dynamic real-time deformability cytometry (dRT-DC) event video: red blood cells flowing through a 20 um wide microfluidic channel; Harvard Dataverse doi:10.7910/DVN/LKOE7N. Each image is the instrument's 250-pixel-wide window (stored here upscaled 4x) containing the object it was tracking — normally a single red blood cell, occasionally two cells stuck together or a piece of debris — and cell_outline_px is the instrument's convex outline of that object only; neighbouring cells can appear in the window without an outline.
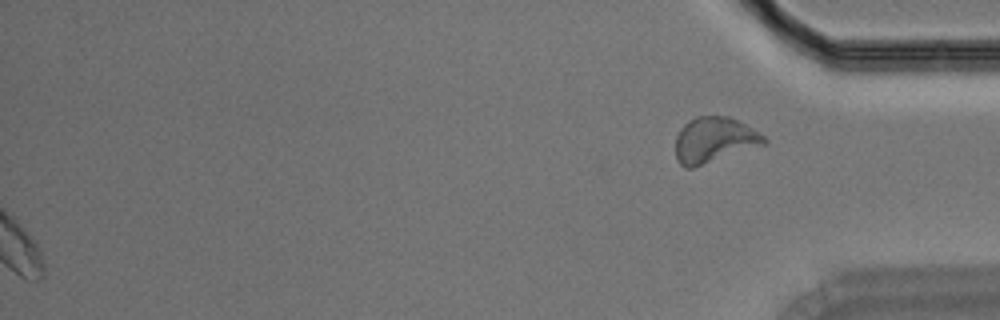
{"species": "Egyptian fruit bat (a non-hibernating species)", "species_latin": "Rousettus aegyptiacus", "temperature_condition": "room temperature", "stored_images_in_passage": 44, "segment_of_instrument_passage": [2, 2], "camera_frame_rate_fps": 3000, "um_per_image_px": 0.085, "animal": {"sex": "male"}, "frame": {"image": 1, "passage_image": 44, "time_ms": 14.333, "image_size_px": [1000, 320], "cell_outline_px": [[768, 144], [692, 168], [684, 168], [676, 160], [676, 136], [680, 128], [688, 120], [696, 116], [728, 116], [760, 132], [768, 140]], "centroid_in_image_um": [60.71, 11.9], "position_along_channel_um": 374.5, "area_um2": 23.7}}